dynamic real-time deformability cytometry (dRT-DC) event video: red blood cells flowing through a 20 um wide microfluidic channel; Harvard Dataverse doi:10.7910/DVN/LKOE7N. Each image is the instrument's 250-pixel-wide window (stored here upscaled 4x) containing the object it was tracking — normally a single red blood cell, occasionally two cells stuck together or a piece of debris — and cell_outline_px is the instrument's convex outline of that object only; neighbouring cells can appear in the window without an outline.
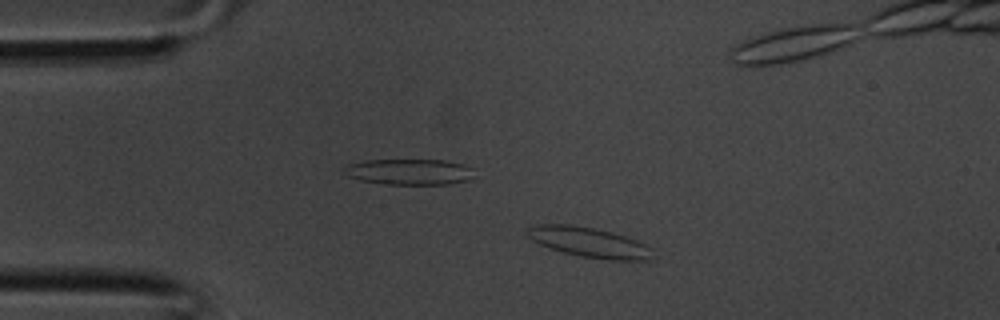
{"species": "common noctule bat (a hibernating species)", "species_latin": "Nyctalus noctula", "temperature_condition": "room temperature", "stored_images_in_passage": 35, "camera_frame_rate_fps": 3000, "um_per_image_px": 0.085, "animal": {"sex": "male", "body_mass_g": 20.1, "forearm_length_mm": 53.5}, "frame": {"image": 1, "passage_image": 4, "time_ms": 1.0, "image_size_px": [1000, 320], "cell_outline_px": [[652, 260], [608, 260], [580, 256], [564, 252], [540, 244], [532, 240], [524, 232], [532, 224], [568, 224], [592, 228], [612, 232], [636, 240], [652, 248]], "centroid_in_image_um": [50.06, 20.59], "position_along_channel_um": 34.9, "area_um2": 21.85}}
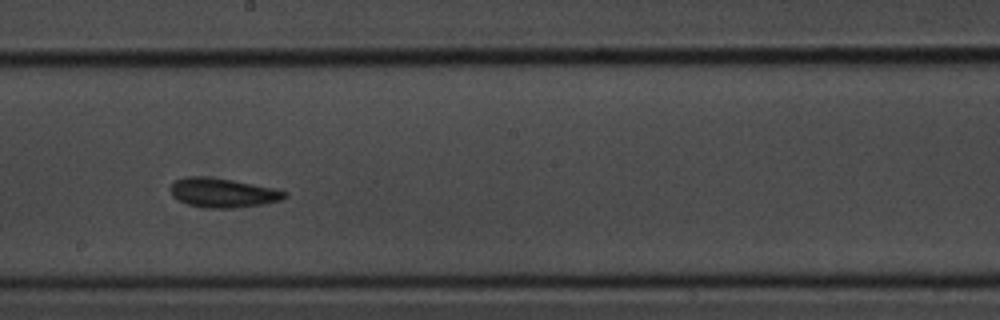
{"frame": {"image": 2, "passage_image": 17, "time_ms": 5.333, "image_size_px": [1000, 320], "cell_outline_px": [[288, 196], [280, 200], [260, 204], [236, 208], [204, 208], [188, 204], [172, 196], [172, 184], [176, 180], [188, 176], [204, 176], [232, 180], [272, 188], [288, 192]], "centroid_in_image_um": [18.94, 16.39], "position_along_channel_um": 229.3, "area_um2": 19.19}}
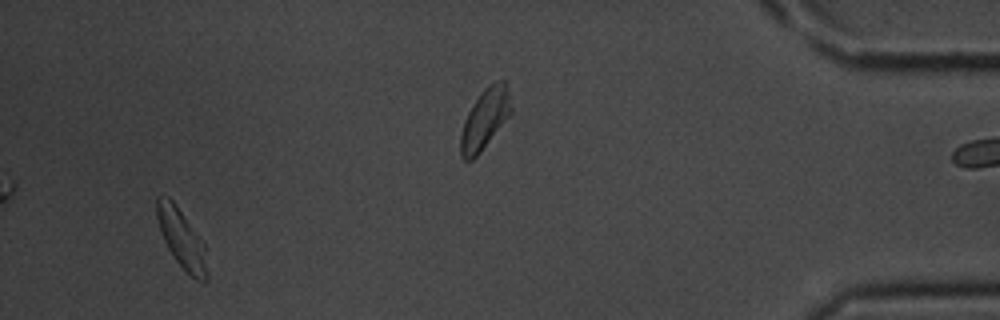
{"frame": {"image": 3, "passage_image": 32, "time_ms": 10.333, "image_size_px": [1000, 320], "cell_outline_px": [[208, 276], [204, 280], [196, 280], [176, 260], [168, 248], [160, 232], [156, 216], [156, 200], [160, 196], [168, 196], [176, 204], [196, 232], [204, 244], [208, 272]], "centroid_in_image_um": [15.42, 20.26], "position_along_channel_um": 419.8, "area_um2": 16.94}}